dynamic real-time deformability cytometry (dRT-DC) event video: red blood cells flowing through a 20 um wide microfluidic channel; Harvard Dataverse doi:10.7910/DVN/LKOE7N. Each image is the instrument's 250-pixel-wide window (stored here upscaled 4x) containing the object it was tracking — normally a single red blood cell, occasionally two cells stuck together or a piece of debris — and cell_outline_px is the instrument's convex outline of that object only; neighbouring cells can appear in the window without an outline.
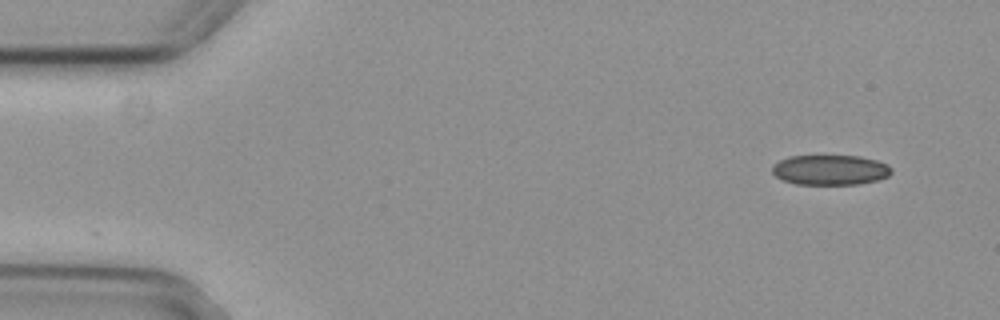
{"species": "common noctule bat (a hibernating species)", "species_latin": "Nyctalus noctula", "temperature_condition": "cold", "stored_images_in_passage": 4, "camera_frame_rate_fps": 3000, "um_per_image_px": 0.085, "animal": {"sex": "female", "body_mass_g": 29.2, "forearm_length_mm": 56.3}, "frame": {"image": 1, "passage_image": 1, "time_ms": 0.0, "image_size_px": [1000, 320], "cell_outline_px": [[892, 172], [888, 176], [880, 180], [860, 184], [796, 184], [784, 180], [776, 176], [772, 172], [772, 164], [788, 156], [860, 156], [876, 160], [888, 164], [892, 168]], "centroid_in_image_um": [70.59, 14.44], "position_along_channel_um": 14.4, "area_um2": 21.04}}
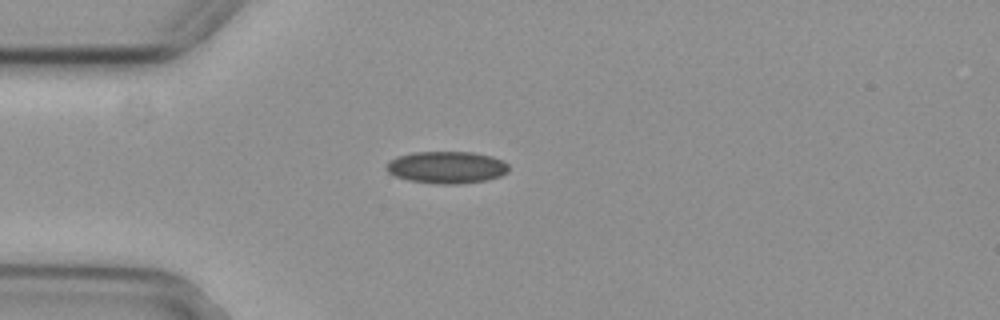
{"frame": {"image": 2, "passage_image": 4, "time_ms": 1.0, "image_size_px": [1000, 320], "cell_outline_px": [[508, 172], [500, 176], [488, 180], [456, 184], [444, 184], [408, 180], [396, 176], [388, 172], [384, 168], [388, 160], [396, 156], [412, 152], [472, 152], [492, 156], [508, 164]], "centroid_in_image_um": [37.93, 14.21], "position_along_channel_um": 47.1, "area_um2": 22.95}}